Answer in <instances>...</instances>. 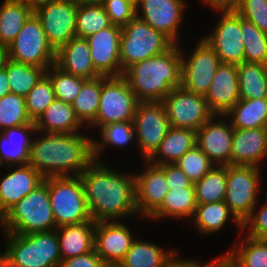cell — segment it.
<instances>
[{"label":"cell","instance_id":"6da1fadb","mask_svg":"<svg viewBox=\"0 0 267 267\" xmlns=\"http://www.w3.org/2000/svg\"><path fill=\"white\" fill-rule=\"evenodd\" d=\"M114 170L103 161L93 160L79 175L90 216L95 222L139 216L135 175Z\"/></svg>","mask_w":267,"mask_h":267},{"label":"cell","instance_id":"7a4b0ae2","mask_svg":"<svg viewBox=\"0 0 267 267\" xmlns=\"http://www.w3.org/2000/svg\"><path fill=\"white\" fill-rule=\"evenodd\" d=\"M35 133L42 136L32 138L28 164L44 178L79 176L93 161V138L87 134Z\"/></svg>","mask_w":267,"mask_h":267},{"label":"cell","instance_id":"3957f363","mask_svg":"<svg viewBox=\"0 0 267 267\" xmlns=\"http://www.w3.org/2000/svg\"><path fill=\"white\" fill-rule=\"evenodd\" d=\"M139 102H162L181 86L180 45L129 66L122 75Z\"/></svg>","mask_w":267,"mask_h":267},{"label":"cell","instance_id":"277c9868","mask_svg":"<svg viewBox=\"0 0 267 267\" xmlns=\"http://www.w3.org/2000/svg\"><path fill=\"white\" fill-rule=\"evenodd\" d=\"M3 255L15 267H60L61 255L56 229L30 234L3 232Z\"/></svg>","mask_w":267,"mask_h":267},{"label":"cell","instance_id":"5b68a950","mask_svg":"<svg viewBox=\"0 0 267 267\" xmlns=\"http://www.w3.org/2000/svg\"><path fill=\"white\" fill-rule=\"evenodd\" d=\"M0 228L20 235L56 229L47 183L43 181L13 206L0 219Z\"/></svg>","mask_w":267,"mask_h":267},{"label":"cell","instance_id":"8992f818","mask_svg":"<svg viewBox=\"0 0 267 267\" xmlns=\"http://www.w3.org/2000/svg\"><path fill=\"white\" fill-rule=\"evenodd\" d=\"M44 181L57 228L92 220L79 176L47 177Z\"/></svg>","mask_w":267,"mask_h":267},{"label":"cell","instance_id":"52a82bcc","mask_svg":"<svg viewBox=\"0 0 267 267\" xmlns=\"http://www.w3.org/2000/svg\"><path fill=\"white\" fill-rule=\"evenodd\" d=\"M174 44L164 33L135 17L122 27L120 44L122 75L132 64L162 54Z\"/></svg>","mask_w":267,"mask_h":267},{"label":"cell","instance_id":"ba28073f","mask_svg":"<svg viewBox=\"0 0 267 267\" xmlns=\"http://www.w3.org/2000/svg\"><path fill=\"white\" fill-rule=\"evenodd\" d=\"M99 110L87 127L100 128L117 122L133 121L139 101L123 76H102Z\"/></svg>","mask_w":267,"mask_h":267},{"label":"cell","instance_id":"9c48e42d","mask_svg":"<svg viewBox=\"0 0 267 267\" xmlns=\"http://www.w3.org/2000/svg\"><path fill=\"white\" fill-rule=\"evenodd\" d=\"M261 170V167L254 166H227L224 202L241 223L251 215L255 206L258 205V194L262 182Z\"/></svg>","mask_w":267,"mask_h":267},{"label":"cell","instance_id":"30bf717a","mask_svg":"<svg viewBox=\"0 0 267 267\" xmlns=\"http://www.w3.org/2000/svg\"><path fill=\"white\" fill-rule=\"evenodd\" d=\"M8 53L12 61L46 70L56 62V51L48 42L41 23L34 13L8 45Z\"/></svg>","mask_w":267,"mask_h":267},{"label":"cell","instance_id":"8fae6325","mask_svg":"<svg viewBox=\"0 0 267 267\" xmlns=\"http://www.w3.org/2000/svg\"><path fill=\"white\" fill-rule=\"evenodd\" d=\"M77 11L78 5L70 0H44L34 5V14L56 52L76 37Z\"/></svg>","mask_w":267,"mask_h":267},{"label":"cell","instance_id":"7c38bea8","mask_svg":"<svg viewBox=\"0 0 267 267\" xmlns=\"http://www.w3.org/2000/svg\"><path fill=\"white\" fill-rule=\"evenodd\" d=\"M133 125L140 155L143 161H148L171 127L162 102H139Z\"/></svg>","mask_w":267,"mask_h":267},{"label":"cell","instance_id":"4fadbf2b","mask_svg":"<svg viewBox=\"0 0 267 267\" xmlns=\"http://www.w3.org/2000/svg\"><path fill=\"white\" fill-rule=\"evenodd\" d=\"M162 104L171 127L175 128L197 131L215 115L203 95L187 91L182 86L175 87Z\"/></svg>","mask_w":267,"mask_h":267},{"label":"cell","instance_id":"5bb4252c","mask_svg":"<svg viewBox=\"0 0 267 267\" xmlns=\"http://www.w3.org/2000/svg\"><path fill=\"white\" fill-rule=\"evenodd\" d=\"M189 53L187 56L180 47L181 86L187 91L205 96L221 61L214 50L201 38Z\"/></svg>","mask_w":267,"mask_h":267},{"label":"cell","instance_id":"9a60e30c","mask_svg":"<svg viewBox=\"0 0 267 267\" xmlns=\"http://www.w3.org/2000/svg\"><path fill=\"white\" fill-rule=\"evenodd\" d=\"M214 11L220 18L211 34L202 39L214 50L221 63L239 65L244 62L241 16L234 9Z\"/></svg>","mask_w":267,"mask_h":267},{"label":"cell","instance_id":"2e32d148","mask_svg":"<svg viewBox=\"0 0 267 267\" xmlns=\"http://www.w3.org/2000/svg\"><path fill=\"white\" fill-rule=\"evenodd\" d=\"M185 0H138L136 17L157 31L164 33L175 44L186 6Z\"/></svg>","mask_w":267,"mask_h":267},{"label":"cell","instance_id":"e0dca14e","mask_svg":"<svg viewBox=\"0 0 267 267\" xmlns=\"http://www.w3.org/2000/svg\"><path fill=\"white\" fill-rule=\"evenodd\" d=\"M233 134L230 120L225 115H214L196 131V145L215 166H228Z\"/></svg>","mask_w":267,"mask_h":267},{"label":"cell","instance_id":"ac0fdd59","mask_svg":"<svg viewBox=\"0 0 267 267\" xmlns=\"http://www.w3.org/2000/svg\"><path fill=\"white\" fill-rule=\"evenodd\" d=\"M121 32V26L112 24L86 38L90 46L93 65L101 76H122L120 63Z\"/></svg>","mask_w":267,"mask_h":267},{"label":"cell","instance_id":"d6986e66","mask_svg":"<svg viewBox=\"0 0 267 267\" xmlns=\"http://www.w3.org/2000/svg\"><path fill=\"white\" fill-rule=\"evenodd\" d=\"M144 170L135 174L136 206L139 217L149 218L163 203L169 190L164 174V164L144 161Z\"/></svg>","mask_w":267,"mask_h":267},{"label":"cell","instance_id":"ffe728a7","mask_svg":"<svg viewBox=\"0 0 267 267\" xmlns=\"http://www.w3.org/2000/svg\"><path fill=\"white\" fill-rule=\"evenodd\" d=\"M122 221H99L95 223L94 250L103 262L120 263L136 239L130 228Z\"/></svg>","mask_w":267,"mask_h":267},{"label":"cell","instance_id":"44dd1931","mask_svg":"<svg viewBox=\"0 0 267 267\" xmlns=\"http://www.w3.org/2000/svg\"><path fill=\"white\" fill-rule=\"evenodd\" d=\"M10 171L0 177V219L22 198L44 181L31 165L8 166Z\"/></svg>","mask_w":267,"mask_h":267},{"label":"cell","instance_id":"7402d4cb","mask_svg":"<svg viewBox=\"0 0 267 267\" xmlns=\"http://www.w3.org/2000/svg\"><path fill=\"white\" fill-rule=\"evenodd\" d=\"M204 97L215 115H225L240 100L237 65L221 63Z\"/></svg>","mask_w":267,"mask_h":267},{"label":"cell","instance_id":"603a6c76","mask_svg":"<svg viewBox=\"0 0 267 267\" xmlns=\"http://www.w3.org/2000/svg\"><path fill=\"white\" fill-rule=\"evenodd\" d=\"M265 159L267 128L234 129L231 165L261 167Z\"/></svg>","mask_w":267,"mask_h":267},{"label":"cell","instance_id":"cb8c5ba5","mask_svg":"<svg viewBox=\"0 0 267 267\" xmlns=\"http://www.w3.org/2000/svg\"><path fill=\"white\" fill-rule=\"evenodd\" d=\"M55 64L63 71L84 79L101 76L95 69L86 38L74 37L56 52Z\"/></svg>","mask_w":267,"mask_h":267},{"label":"cell","instance_id":"d4e9b609","mask_svg":"<svg viewBox=\"0 0 267 267\" xmlns=\"http://www.w3.org/2000/svg\"><path fill=\"white\" fill-rule=\"evenodd\" d=\"M95 223L90 220L56 228L61 260L94 250Z\"/></svg>","mask_w":267,"mask_h":267},{"label":"cell","instance_id":"484cf974","mask_svg":"<svg viewBox=\"0 0 267 267\" xmlns=\"http://www.w3.org/2000/svg\"><path fill=\"white\" fill-rule=\"evenodd\" d=\"M34 123L36 131L46 133H79L84 126L72 104L56 98Z\"/></svg>","mask_w":267,"mask_h":267},{"label":"cell","instance_id":"4316f807","mask_svg":"<svg viewBox=\"0 0 267 267\" xmlns=\"http://www.w3.org/2000/svg\"><path fill=\"white\" fill-rule=\"evenodd\" d=\"M232 216V218H231ZM235 222L238 227L240 236L243 234L242 223L231 212L228 205L224 202H214L207 204H197L190 222H193L198 234L208 235L217 234L228 224L227 221ZM217 232V233H216Z\"/></svg>","mask_w":267,"mask_h":267},{"label":"cell","instance_id":"83f0119b","mask_svg":"<svg viewBox=\"0 0 267 267\" xmlns=\"http://www.w3.org/2000/svg\"><path fill=\"white\" fill-rule=\"evenodd\" d=\"M196 146V131L170 127L155 154L148 160L155 165L174 164Z\"/></svg>","mask_w":267,"mask_h":267},{"label":"cell","instance_id":"f1b7e54d","mask_svg":"<svg viewBox=\"0 0 267 267\" xmlns=\"http://www.w3.org/2000/svg\"><path fill=\"white\" fill-rule=\"evenodd\" d=\"M0 5V41L8 46L34 13V5L22 0H4Z\"/></svg>","mask_w":267,"mask_h":267},{"label":"cell","instance_id":"f546056e","mask_svg":"<svg viewBox=\"0 0 267 267\" xmlns=\"http://www.w3.org/2000/svg\"><path fill=\"white\" fill-rule=\"evenodd\" d=\"M225 116L234 129L267 128V97L240 99Z\"/></svg>","mask_w":267,"mask_h":267},{"label":"cell","instance_id":"4dcf8cb0","mask_svg":"<svg viewBox=\"0 0 267 267\" xmlns=\"http://www.w3.org/2000/svg\"><path fill=\"white\" fill-rule=\"evenodd\" d=\"M179 250H168L137 238L120 262L123 267H163Z\"/></svg>","mask_w":267,"mask_h":267},{"label":"cell","instance_id":"1f68e13d","mask_svg":"<svg viewBox=\"0 0 267 267\" xmlns=\"http://www.w3.org/2000/svg\"><path fill=\"white\" fill-rule=\"evenodd\" d=\"M196 206L195 188L169 189L162 205L149 218L150 220L191 219Z\"/></svg>","mask_w":267,"mask_h":267},{"label":"cell","instance_id":"d6a6232c","mask_svg":"<svg viewBox=\"0 0 267 267\" xmlns=\"http://www.w3.org/2000/svg\"><path fill=\"white\" fill-rule=\"evenodd\" d=\"M237 71L240 99L267 97V65L242 62Z\"/></svg>","mask_w":267,"mask_h":267},{"label":"cell","instance_id":"836d02e7","mask_svg":"<svg viewBox=\"0 0 267 267\" xmlns=\"http://www.w3.org/2000/svg\"><path fill=\"white\" fill-rule=\"evenodd\" d=\"M98 130L101 135L100 141L96 138L92 139L93 160L97 161H101L100 156L107 146L123 149L136 139L133 121L108 124Z\"/></svg>","mask_w":267,"mask_h":267},{"label":"cell","instance_id":"e575fe53","mask_svg":"<svg viewBox=\"0 0 267 267\" xmlns=\"http://www.w3.org/2000/svg\"><path fill=\"white\" fill-rule=\"evenodd\" d=\"M101 89L102 76L86 79L82 84L80 92L72 103L77 118L86 128L97 116Z\"/></svg>","mask_w":267,"mask_h":267},{"label":"cell","instance_id":"d590c367","mask_svg":"<svg viewBox=\"0 0 267 267\" xmlns=\"http://www.w3.org/2000/svg\"><path fill=\"white\" fill-rule=\"evenodd\" d=\"M245 238V239H244ZM225 253L238 267H267V240L245 235Z\"/></svg>","mask_w":267,"mask_h":267},{"label":"cell","instance_id":"8d00e7d4","mask_svg":"<svg viewBox=\"0 0 267 267\" xmlns=\"http://www.w3.org/2000/svg\"><path fill=\"white\" fill-rule=\"evenodd\" d=\"M227 166H214L194 183L197 204L221 202L226 197Z\"/></svg>","mask_w":267,"mask_h":267},{"label":"cell","instance_id":"74e56055","mask_svg":"<svg viewBox=\"0 0 267 267\" xmlns=\"http://www.w3.org/2000/svg\"><path fill=\"white\" fill-rule=\"evenodd\" d=\"M10 91L26 97L29 91L46 74V69L8 60L5 66Z\"/></svg>","mask_w":267,"mask_h":267},{"label":"cell","instance_id":"f35d334b","mask_svg":"<svg viewBox=\"0 0 267 267\" xmlns=\"http://www.w3.org/2000/svg\"><path fill=\"white\" fill-rule=\"evenodd\" d=\"M111 25L110 18L100 2L78 5L76 37L87 38Z\"/></svg>","mask_w":267,"mask_h":267},{"label":"cell","instance_id":"ab89813d","mask_svg":"<svg viewBox=\"0 0 267 267\" xmlns=\"http://www.w3.org/2000/svg\"><path fill=\"white\" fill-rule=\"evenodd\" d=\"M241 32L244 42V62L267 65V34L243 17H241Z\"/></svg>","mask_w":267,"mask_h":267},{"label":"cell","instance_id":"60d3db41","mask_svg":"<svg viewBox=\"0 0 267 267\" xmlns=\"http://www.w3.org/2000/svg\"><path fill=\"white\" fill-rule=\"evenodd\" d=\"M30 123L34 122L27 113L25 97L9 93L0 98V132Z\"/></svg>","mask_w":267,"mask_h":267},{"label":"cell","instance_id":"b9f144b4","mask_svg":"<svg viewBox=\"0 0 267 267\" xmlns=\"http://www.w3.org/2000/svg\"><path fill=\"white\" fill-rule=\"evenodd\" d=\"M46 75L52 82L55 98L69 104L74 102L86 80L63 71L56 64L46 70Z\"/></svg>","mask_w":267,"mask_h":267},{"label":"cell","instance_id":"7bdbcfd3","mask_svg":"<svg viewBox=\"0 0 267 267\" xmlns=\"http://www.w3.org/2000/svg\"><path fill=\"white\" fill-rule=\"evenodd\" d=\"M26 100V109L33 122L55 100V93L50 78L45 74L29 91Z\"/></svg>","mask_w":267,"mask_h":267},{"label":"cell","instance_id":"ee69618b","mask_svg":"<svg viewBox=\"0 0 267 267\" xmlns=\"http://www.w3.org/2000/svg\"><path fill=\"white\" fill-rule=\"evenodd\" d=\"M175 164L193 183L199 181L215 166L197 145L187 151Z\"/></svg>","mask_w":267,"mask_h":267},{"label":"cell","instance_id":"f6af8a7d","mask_svg":"<svg viewBox=\"0 0 267 267\" xmlns=\"http://www.w3.org/2000/svg\"><path fill=\"white\" fill-rule=\"evenodd\" d=\"M234 10L267 34V0H241Z\"/></svg>","mask_w":267,"mask_h":267},{"label":"cell","instance_id":"bcb514c9","mask_svg":"<svg viewBox=\"0 0 267 267\" xmlns=\"http://www.w3.org/2000/svg\"><path fill=\"white\" fill-rule=\"evenodd\" d=\"M30 147L31 144L10 143L7 138L0 132L1 164L5 168H7L8 166L28 164Z\"/></svg>","mask_w":267,"mask_h":267},{"label":"cell","instance_id":"7dc6e473","mask_svg":"<svg viewBox=\"0 0 267 267\" xmlns=\"http://www.w3.org/2000/svg\"><path fill=\"white\" fill-rule=\"evenodd\" d=\"M100 3L114 25L123 27L136 17V4L131 0H101Z\"/></svg>","mask_w":267,"mask_h":267},{"label":"cell","instance_id":"c3c4849f","mask_svg":"<svg viewBox=\"0 0 267 267\" xmlns=\"http://www.w3.org/2000/svg\"><path fill=\"white\" fill-rule=\"evenodd\" d=\"M266 202L257 209H253L251 215L242 223V231H248L247 236L267 240V198Z\"/></svg>","mask_w":267,"mask_h":267},{"label":"cell","instance_id":"681fc988","mask_svg":"<svg viewBox=\"0 0 267 267\" xmlns=\"http://www.w3.org/2000/svg\"><path fill=\"white\" fill-rule=\"evenodd\" d=\"M164 174L166 184L171 190L174 188H195L194 183L175 163L164 164Z\"/></svg>","mask_w":267,"mask_h":267},{"label":"cell","instance_id":"f907efd6","mask_svg":"<svg viewBox=\"0 0 267 267\" xmlns=\"http://www.w3.org/2000/svg\"><path fill=\"white\" fill-rule=\"evenodd\" d=\"M35 132V123L11 127L1 131L10 143L15 144H31L32 134H35Z\"/></svg>","mask_w":267,"mask_h":267},{"label":"cell","instance_id":"816d5d0a","mask_svg":"<svg viewBox=\"0 0 267 267\" xmlns=\"http://www.w3.org/2000/svg\"><path fill=\"white\" fill-rule=\"evenodd\" d=\"M103 263L101 257L93 250L87 254L61 260L60 267H101Z\"/></svg>","mask_w":267,"mask_h":267},{"label":"cell","instance_id":"f5cc1de1","mask_svg":"<svg viewBox=\"0 0 267 267\" xmlns=\"http://www.w3.org/2000/svg\"><path fill=\"white\" fill-rule=\"evenodd\" d=\"M205 5H209L212 10H231L235 9L241 0H201Z\"/></svg>","mask_w":267,"mask_h":267},{"label":"cell","instance_id":"db71d44e","mask_svg":"<svg viewBox=\"0 0 267 267\" xmlns=\"http://www.w3.org/2000/svg\"><path fill=\"white\" fill-rule=\"evenodd\" d=\"M196 267H238L232 259L224 253V255L219 256L218 258H214L212 261L208 262L207 264L201 265L200 261L198 260Z\"/></svg>","mask_w":267,"mask_h":267},{"label":"cell","instance_id":"11a10c76","mask_svg":"<svg viewBox=\"0 0 267 267\" xmlns=\"http://www.w3.org/2000/svg\"><path fill=\"white\" fill-rule=\"evenodd\" d=\"M179 252L170 260L168 261L163 267H196L197 265V260L195 259H178L179 257Z\"/></svg>","mask_w":267,"mask_h":267},{"label":"cell","instance_id":"9f6ffc18","mask_svg":"<svg viewBox=\"0 0 267 267\" xmlns=\"http://www.w3.org/2000/svg\"><path fill=\"white\" fill-rule=\"evenodd\" d=\"M11 93L7 79L6 68L0 70V98Z\"/></svg>","mask_w":267,"mask_h":267},{"label":"cell","instance_id":"6f0895ef","mask_svg":"<svg viewBox=\"0 0 267 267\" xmlns=\"http://www.w3.org/2000/svg\"><path fill=\"white\" fill-rule=\"evenodd\" d=\"M9 60L8 46H0V70L5 68L7 61Z\"/></svg>","mask_w":267,"mask_h":267},{"label":"cell","instance_id":"680465c9","mask_svg":"<svg viewBox=\"0 0 267 267\" xmlns=\"http://www.w3.org/2000/svg\"><path fill=\"white\" fill-rule=\"evenodd\" d=\"M0 267H15L11 262L3 255L2 251L0 253Z\"/></svg>","mask_w":267,"mask_h":267},{"label":"cell","instance_id":"91938a15","mask_svg":"<svg viewBox=\"0 0 267 267\" xmlns=\"http://www.w3.org/2000/svg\"><path fill=\"white\" fill-rule=\"evenodd\" d=\"M70 1L77 4V5H82V4L98 3L101 0H70Z\"/></svg>","mask_w":267,"mask_h":267},{"label":"cell","instance_id":"94428289","mask_svg":"<svg viewBox=\"0 0 267 267\" xmlns=\"http://www.w3.org/2000/svg\"><path fill=\"white\" fill-rule=\"evenodd\" d=\"M101 267H123L121 263L104 262Z\"/></svg>","mask_w":267,"mask_h":267},{"label":"cell","instance_id":"6125c7cd","mask_svg":"<svg viewBox=\"0 0 267 267\" xmlns=\"http://www.w3.org/2000/svg\"><path fill=\"white\" fill-rule=\"evenodd\" d=\"M22 1H25V2H28V3H31L32 5H35L41 1H44V0H22Z\"/></svg>","mask_w":267,"mask_h":267},{"label":"cell","instance_id":"be15d7a7","mask_svg":"<svg viewBox=\"0 0 267 267\" xmlns=\"http://www.w3.org/2000/svg\"><path fill=\"white\" fill-rule=\"evenodd\" d=\"M132 2H134L135 4L138 2V0H131Z\"/></svg>","mask_w":267,"mask_h":267}]
</instances>
